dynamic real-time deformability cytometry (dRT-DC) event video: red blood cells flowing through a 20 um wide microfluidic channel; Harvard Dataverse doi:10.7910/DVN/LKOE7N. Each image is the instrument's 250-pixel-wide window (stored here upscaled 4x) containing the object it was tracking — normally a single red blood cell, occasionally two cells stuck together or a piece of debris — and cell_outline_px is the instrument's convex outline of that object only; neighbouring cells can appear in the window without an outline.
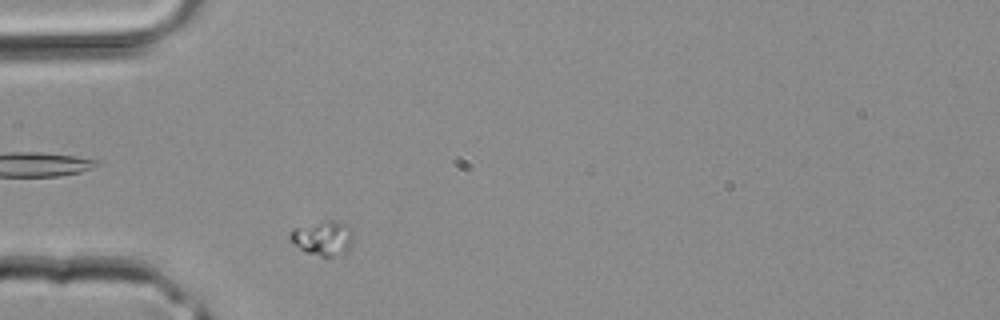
{"species": "common noctule bat (a hibernating species)", "species_latin": "Nyctalus noctula", "temperature_condition": "room temperature", "stored_images_in_passage": 24, "camera_frame_rate_fps": 3000, "um_per_image_px": 0.085, "animal": {"sex": "male", "body_mass_g": 20.4}, "frame": {"image": 1, "passage_image": 2, "time_ms": 0.333, "image_size_px": [1000, 320], "cell_outline_px": [[352, 240], [344, 252], [332, 256], [320, 256], [304, 252], [288, 236], [292, 228], [328, 220], [336, 220], [344, 224], [352, 232]], "centroid_in_image_um": [27.4, 20.22], "position_along_channel_um": 57.6, "area_um2": 12.31}}